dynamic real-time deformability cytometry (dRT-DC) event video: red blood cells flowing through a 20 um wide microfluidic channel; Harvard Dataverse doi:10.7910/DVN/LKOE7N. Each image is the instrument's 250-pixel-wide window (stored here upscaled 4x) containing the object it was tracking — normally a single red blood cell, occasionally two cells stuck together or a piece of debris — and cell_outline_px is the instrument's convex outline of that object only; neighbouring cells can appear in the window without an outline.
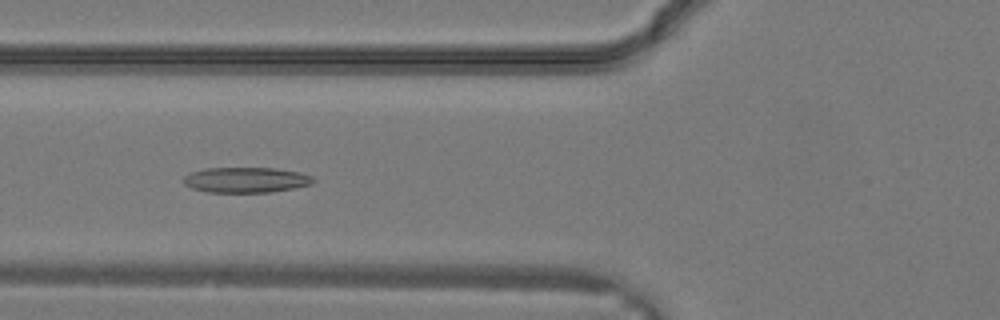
{"species": "common noctule bat (a hibernating species)", "species_latin": "Nyctalus noctula", "temperature_condition": "warm", "stored_images_in_passage": 25, "camera_frame_rate_fps": 3000, "um_per_image_px": 0.085, "animal": {"sex": "male", "body_mass_g": 19.2, "forearm_length_mm": 51.8}, "frame": {"image": 1, "passage_image": 6, "time_ms": 1.667, "image_size_px": [1000, 320], "cell_outline_px": [[316, 180], [312, 184], [272, 192], [208, 192], [192, 188], [184, 184], [184, 176], [192, 172], [204, 168], [276, 168], [300, 172], [312, 176]], "centroid_in_image_um": [20.93, 15.29], "position_along_channel_um": 104.9, "area_um2": 19.19}}
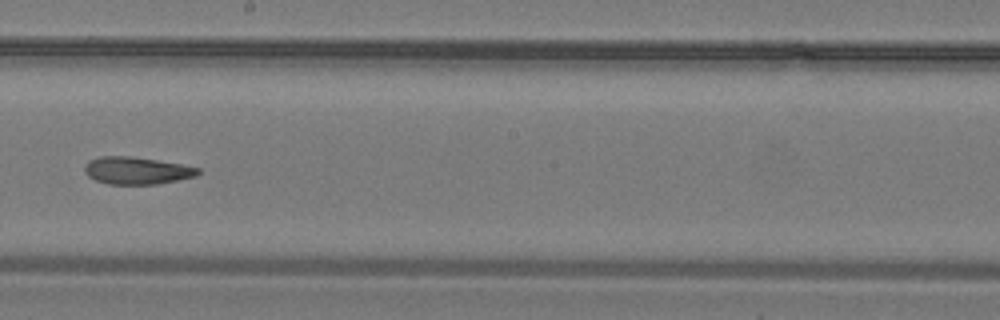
{"frame": {"image": 2, "passage_image": 12, "time_ms": 3.667, "image_size_px": [1000, 320], "cell_outline_px": [[200, 172], [196, 176], [156, 184], [108, 184], [96, 180], [88, 176], [84, 172], [84, 168], [88, 160], [100, 156], [132, 156], [180, 164], [200, 168]], "centroid_in_image_um": [11.59, 14.49], "position_along_channel_um": 236.6, "area_um2": 17.98}}
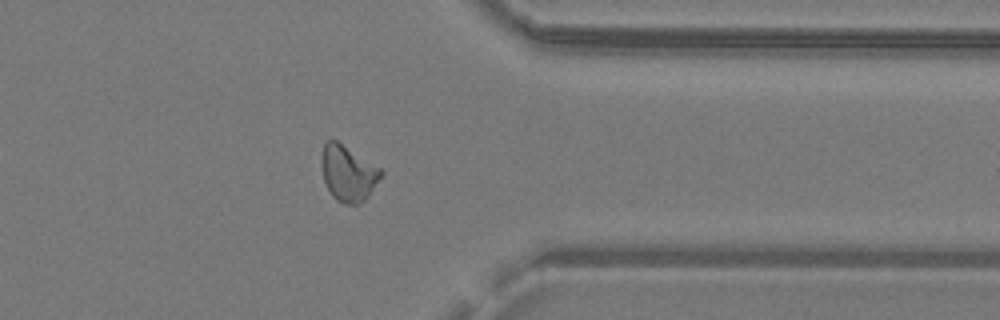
{"frame": {"image": 3, "passage_image": 19, "time_ms": 6.0, "image_size_px": [1000, 320], "cell_outline_px": [[384, 172], [368, 196], [360, 204], [344, 204], [336, 200], [332, 196], [324, 180], [320, 164], [320, 160], [324, 144], [328, 140], [336, 140], [380, 168]], "centroid_in_image_um": [29.56, 14.74], "position_along_channel_um": 381.8, "area_um2": 19.19}}